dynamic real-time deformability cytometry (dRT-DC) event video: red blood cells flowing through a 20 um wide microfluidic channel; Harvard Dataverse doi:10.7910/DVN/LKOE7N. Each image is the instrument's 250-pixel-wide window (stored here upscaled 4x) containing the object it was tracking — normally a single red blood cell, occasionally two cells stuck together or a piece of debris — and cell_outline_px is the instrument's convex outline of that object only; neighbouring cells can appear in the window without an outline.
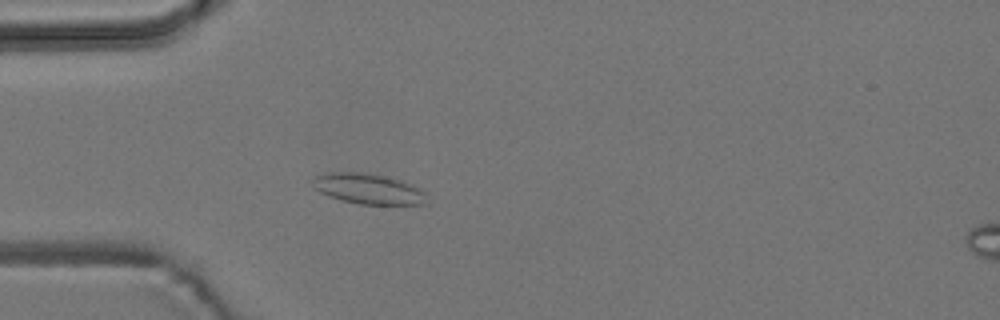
{"species": "common noctule bat (a hibernating species)", "species_latin": "Nyctalus noctula", "temperature_condition": "room temperature", "stored_images_in_passage": 4, "camera_frame_rate_fps": 3000, "um_per_image_px": 0.085, "animal": {"sex": "male", "body_mass_g": 19.2, "forearm_length_mm": 51.8}, "frame": {"image": 1, "passage_image": 3, "time_ms": 3.0, "image_size_px": [1000, 320], "cell_outline_px": [[424, 204], [360, 204], [340, 200], [328, 196], [320, 192], [312, 184], [312, 180], [316, 176], [324, 172], [356, 172], [380, 176], [400, 180], [412, 184], [420, 188], [424, 192]], "centroid_in_image_um": [31.24, 16.05], "position_along_channel_um": 53.8, "area_um2": 19.88}}